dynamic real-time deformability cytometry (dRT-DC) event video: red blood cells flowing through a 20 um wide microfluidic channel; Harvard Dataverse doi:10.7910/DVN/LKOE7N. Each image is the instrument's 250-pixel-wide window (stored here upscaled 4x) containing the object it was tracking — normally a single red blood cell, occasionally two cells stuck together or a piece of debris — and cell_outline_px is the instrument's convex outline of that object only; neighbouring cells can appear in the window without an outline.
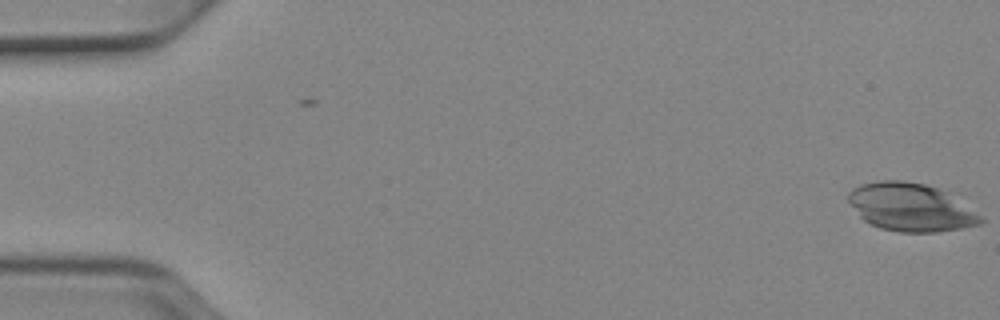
{"species": "Egyptian fruit bat (a non-hibernating species)", "species_latin": "Rousettus aegyptiacus", "temperature_condition": "cold", "stored_images_in_passage": 10, "camera_frame_rate_fps": 3000, "um_per_image_px": 0.085, "animal": {"sex": "female"}, "frame": {"image": 1, "passage_image": 1, "time_ms": 0.0, "image_size_px": [1000, 320], "cell_outline_px": [[984, 220], [980, 224], [960, 228], [936, 232], [900, 232], [880, 228], [864, 220], [860, 216], [848, 200], [848, 192], [852, 188], [860, 184], [880, 180], [900, 180], [924, 184], [936, 188], [944, 192], [980, 216]], "centroid_in_image_um": [77.34, 17.62], "position_along_channel_um": 7.7, "area_um2": 36.18}}